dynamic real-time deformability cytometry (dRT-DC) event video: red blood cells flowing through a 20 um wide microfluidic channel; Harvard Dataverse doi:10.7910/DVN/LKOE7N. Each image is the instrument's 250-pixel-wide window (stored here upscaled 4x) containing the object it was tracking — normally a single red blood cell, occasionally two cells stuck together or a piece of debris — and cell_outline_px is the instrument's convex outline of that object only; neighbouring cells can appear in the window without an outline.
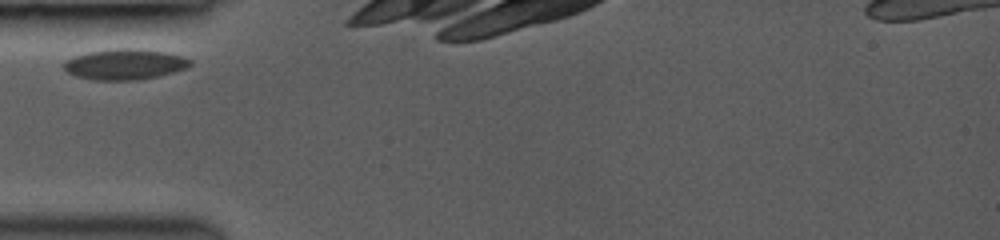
{"species": "common noctule bat (a hibernating species)", "species_latin": "Nyctalus noctula", "temperature_condition": "room temperature", "stored_images_in_passage": 3, "camera_frame_rate_fps": 3000, "um_per_image_px": 0.085, "animal": {"sex": "female", "body_mass_g": 19.0, "forearm_length_mm": 53.3}, "frame": {"image": 1, "passage_image": 1, "time_ms": 0.0, "image_size_px": [1000, 240], "cell_outline_px": [[192, 64], [184, 68], [160, 76], [140, 80], [92, 80], [76, 76], [68, 72], [60, 64], [76, 56], [88, 52], [112, 48], [136, 48], [164, 52], [180, 56], [192, 60]], "centroid_in_image_um": [10.58, 5.47], "position_along_channel_um": 74.4, "area_um2": 22.54}}